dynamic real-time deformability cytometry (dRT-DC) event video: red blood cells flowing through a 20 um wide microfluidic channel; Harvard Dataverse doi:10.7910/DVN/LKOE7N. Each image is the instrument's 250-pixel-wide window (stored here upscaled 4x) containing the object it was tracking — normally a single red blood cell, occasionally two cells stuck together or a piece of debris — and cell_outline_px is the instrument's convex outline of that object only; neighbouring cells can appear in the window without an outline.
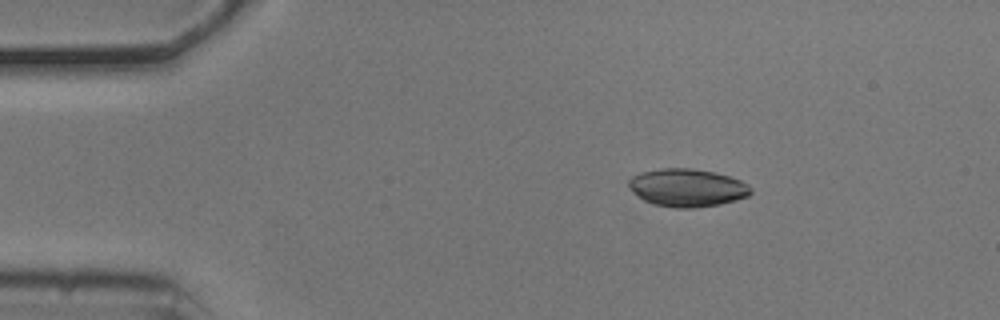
{"species": "common noctule bat (a hibernating species)", "species_latin": "Nyctalus noctula", "temperature_condition": "cold", "stored_images_in_passage": 54, "camera_frame_rate_fps": 3000, "um_per_image_px": 0.085, "animal": {"sex": "male", "body_mass_g": 20.5, "forearm_length_mm": 52.5}, "frame": {"image": 1, "passage_image": 9, "time_ms": 2.667, "image_size_px": [1000, 320], "cell_outline_px": [[752, 192], [748, 196], [736, 200], [720, 204], [696, 208], [676, 208], [652, 204], [644, 200], [628, 184], [628, 180], [632, 176], [640, 172], [660, 168], [692, 168], [712, 172], [728, 176], [740, 180], [748, 184], [752, 188]], "centroid_in_image_um": [58.44, 15.96], "position_along_channel_um": 26.6, "area_um2": 26.88}}
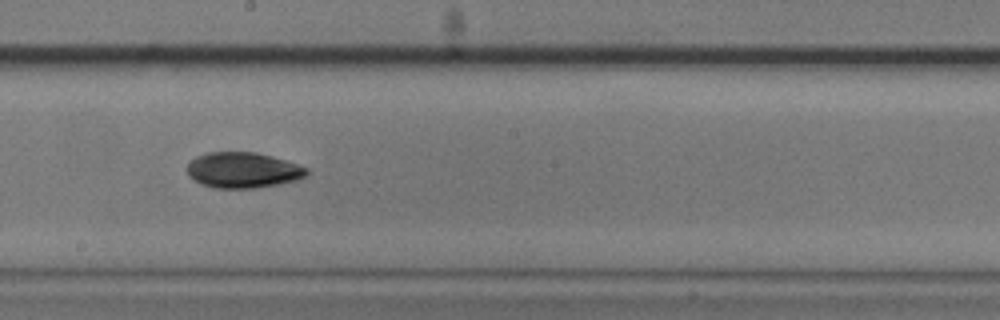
{"frame": {"image": 2, "passage_image": 30, "time_ms": 9.667, "image_size_px": [1000, 320], "cell_outline_px": [[308, 176], [296, 180], [280, 184], [256, 188], [216, 188], [204, 184], [188, 176], [188, 164], [196, 156], [208, 152], [256, 152], [272, 156], [308, 168]], "centroid_in_image_um": [20.68, 14.46], "position_along_channel_um": 227.5, "area_um2": 24.74}}
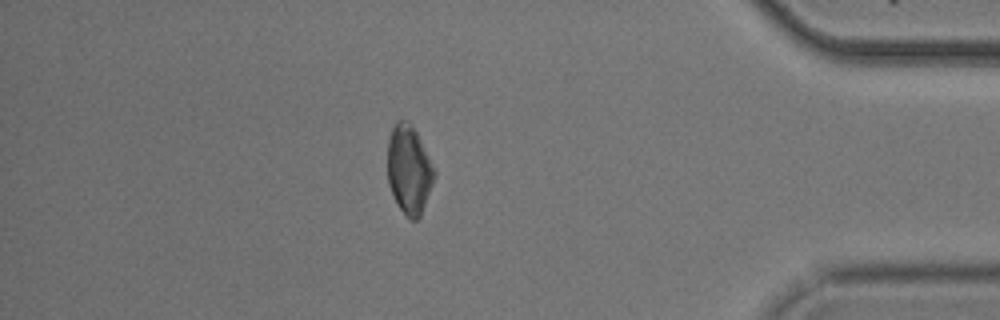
{"frame": {"image": 3, "passage_image": 47, "time_ms": 15.333, "image_size_px": [1000, 320], "cell_outline_px": [[436, 176], [420, 216], [416, 220], [408, 220], [400, 208], [388, 184], [388, 140], [392, 128], [396, 120], [408, 120], [412, 124], [436, 172]], "centroid_in_image_um": [34.77, 14.42], "position_along_channel_um": 400.4, "area_um2": 23.99}, "authors_computed_cell_mechanics": {"area_um2": 25.2008, "velocity_mm_per_s": 3.7195, "shape_relaxation_time_tau1_ms": 3.2002, "shape_relaxation_time_tau2_ms": null, "deformation_change_tau1": 0.0955, "deformation_change_tau2": null}}